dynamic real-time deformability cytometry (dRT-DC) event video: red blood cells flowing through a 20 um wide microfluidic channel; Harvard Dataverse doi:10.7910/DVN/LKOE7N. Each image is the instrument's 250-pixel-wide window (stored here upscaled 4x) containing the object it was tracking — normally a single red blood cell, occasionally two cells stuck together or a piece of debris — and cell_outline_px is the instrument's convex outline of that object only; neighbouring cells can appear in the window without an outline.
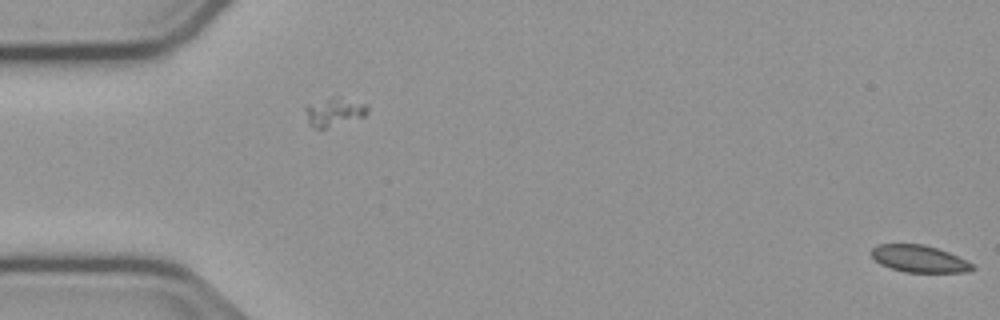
{"species": "common noctule bat (a hibernating species)", "species_latin": "Nyctalus noctula", "temperature_condition": "cold", "stored_images_in_passage": 9, "segment_of_instrument_passage": [2, 2], "camera_frame_rate_fps": 3000, "um_per_image_px": 0.085, "animal": {"sex": "male", "body_mass_g": 23.1, "forearm_length_mm": 52.7}, "frame": {"image": 1, "passage_image": 9, "time_ms": 2.667, "image_size_px": [1000, 320], "cell_outline_px": [[976, 268], [968, 272], [904, 272], [880, 264], [872, 256], [872, 248], [876, 244], [924, 244], [948, 252], [972, 264]], "centroid_in_image_um": [78.11, 21.99], "position_along_channel_um": 6.9, "area_um2": 15.72}}